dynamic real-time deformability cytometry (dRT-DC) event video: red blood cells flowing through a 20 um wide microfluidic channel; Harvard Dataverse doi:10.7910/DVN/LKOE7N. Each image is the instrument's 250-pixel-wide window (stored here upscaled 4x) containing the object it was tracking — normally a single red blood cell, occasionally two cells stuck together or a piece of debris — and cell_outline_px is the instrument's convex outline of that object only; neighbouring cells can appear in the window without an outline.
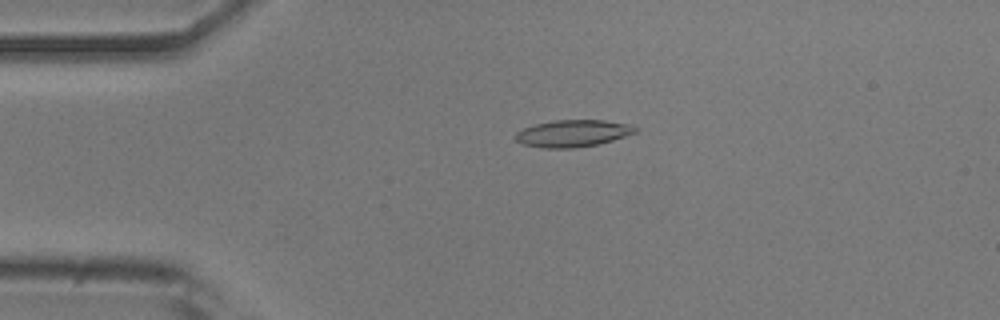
{"species": "common noctule bat (a hibernating species)", "species_latin": "Nyctalus noctula", "temperature_condition": "room temperature", "stored_images_in_passage": 52, "camera_frame_rate_fps": 3000, "um_per_image_px": 0.085, "animal": {"sex": "male", "body_mass_g": 20.5, "forearm_length_mm": 52.5}, "frame": {"image": 1, "passage_image": 11, "time_ms": 3.333, "image_size_px": [1000, 320], "cell_outline_px": [[640, 132], [612, 140], [596, 144], [572, 148], [540, 148], [524, 144], [516, 140], [516, 132], [524, 128], [536, 124], [556, 120], [604, 120], [628, 124], [640, 128]], "centroid_in_image_um": [48.74, 11.33], "position_along_channel_um": 36.3, "area_um2": 18.79}}
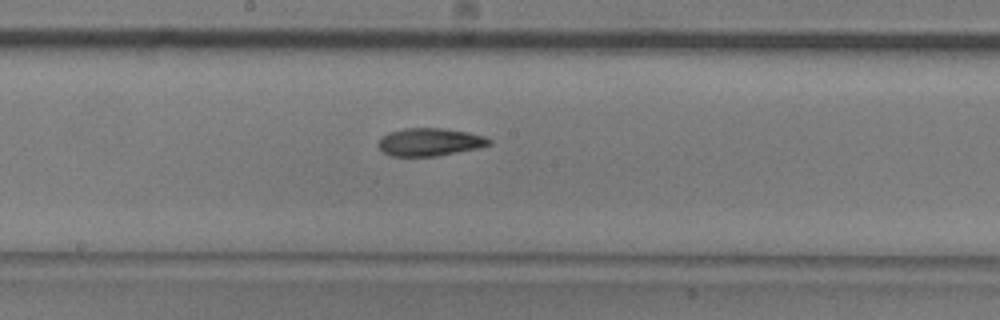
{"frame": {"image": 2, "passage_image": 27, "time_ms": 8.667, "image_size_px": [1000, 320], "cell_outline_px": [[492, 144], [480, 148], [436, 156], [392, 156], [384, 152], [380, 148], [380, 140], [388, 132], [404, 128], [444, 128], [468, 132], [484, 136], [492, 140]], "centroid_in_image_um": [36.59, 12.07], "position_along_channel_um": 211.6, "area_um2": 17.92}}
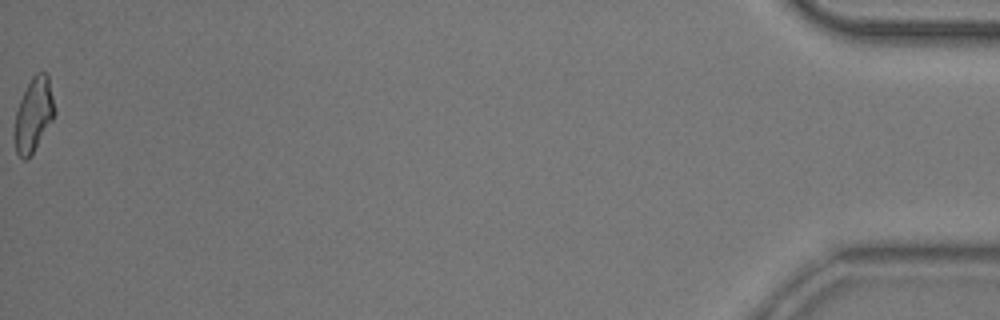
{"frame": {"image": 3, "passage_image": 52, "time_ms": 17.0, "image_size_px": [1000, 320], "cell_outline_px": [[56, 112], [52, 120], [32, 152], [24, 160], [16, 152], [12, 136], [12, 132], [16, 112], [20, 100], [32, 76], [36, 72], [48, 72], [56, 108]], "centroid_in_image_um": [2.85, 9.71], "position_along_channel_um": 432.4, "area_um2": 17.4}, "authors_computed_cell_mechanics": {"area_um2": 18.0336, "velocity_mm_per_s": 3.877, "shape_relaxation_time_tau1_ms": 5.1239, "shape_relaxation_time_tau2_ms": 8.0273, "deformation_change_tau1": 0.1644, "deformation_change_tau2": 0.1262}}